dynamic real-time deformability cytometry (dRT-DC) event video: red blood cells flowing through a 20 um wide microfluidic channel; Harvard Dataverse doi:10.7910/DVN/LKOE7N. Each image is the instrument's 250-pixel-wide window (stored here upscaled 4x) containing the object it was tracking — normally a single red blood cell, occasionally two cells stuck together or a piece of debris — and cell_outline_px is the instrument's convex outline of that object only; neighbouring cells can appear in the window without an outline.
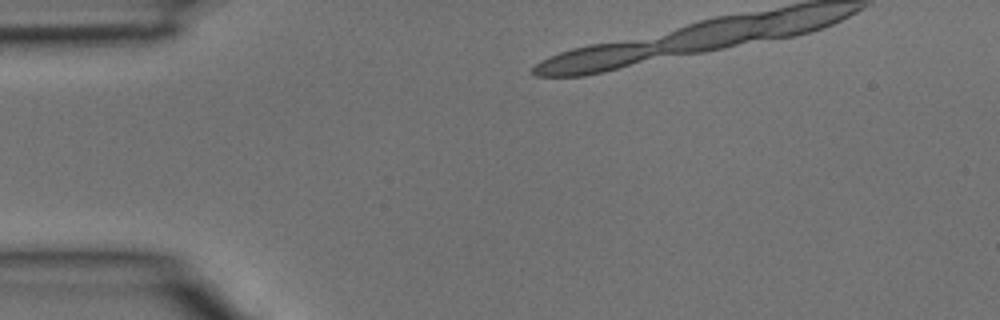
{"species": "common noctule bat (a hibernating species)", "species_latin": "Nyctalus noctula", "temperature_condition": "room temperature", "stored_images_in_passage": 17, "camera_frame_rate_fps": 3000, "um_per_image_px": 0.085, "animal": {"sex": "male", "body_mass_g": 15.6}, "frame": {"image": 1, "passage_image": 1, "time_ms": 0.0, "image_size_px": [1000, 320], "cell_outline_px": [[668, 48], [636, 60], [612, 68], [596, 72], [572, 76], [548, 76], [536, 72], [540, 64], [556, 56], [580, 48], [600, 44], [660, 40]], "centroid_in_image_um": [50.88, 4.93], "position_along_channel_um": 34.1, "area_um2": 18.79}}